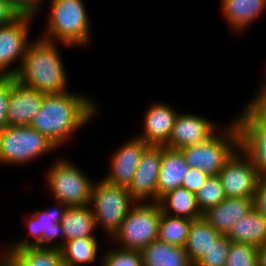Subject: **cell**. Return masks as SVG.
<instances>
[{
  "label": "cell",
  "instance_id": "4dcf8cb0",
  "mask_svg": "<svg viewBox=\"0 0 266 266\" xmlns=\"http://www.w3.org/2000/svg\"><path fill=\"white\" fill-rule=\"evenodd\" d=\"M232 241L221 235L194 266H225Z\"/></svg>",
  "mask_w": 266,
  "mask_h": 266
},
{
  "label": "cell",
  "instance_id": "9c48e42d",
  "mask_svg": "<svg viewBox=\"0 0 266 266\" xmlns=\"http://www.w3.org/2000/svg\"><path fill=\"white\" fill-rule=\"evenodd\" d=\"M226 198H254L261 174L235 152L218 173Z\"/></svg>",
  "mask_w": 266,
  "mask_h": 266
},
{
  "label": "cell",
  "instance_id": "836d02e7",
  "mask_svg": "<svg viewBox=\"0 0 266 266\" xmlns=\"http://www.w3.org/2000/svg\"><path fill=\"white\" fill-rule=\"evenodd\" d=\"M11 93V76H0V131L8 126L7 112Z\"/></svg>",
  "mask_w": 266,
  "mask_h": 266
},
{
  "label": "cell",
  "instance_id": "d4e9b609",
  "mask_svg": "<svg viewBox=\"0 0 266 266\" xmlns=\"http://www.w3.org/2000/svg\"><path fill=\"white\" fill-rule=\"evenodd\" d=\"M162 213L171 216L196 220L202 217V213L196 202V194L188 191L184 187H179L163 195L159 200ZM175 214V215H174Z\"/></svg>",
  "mask_w": 266,
  "mask_h": 266
},
{
  "label": "cell",
  "instance_id": "f546056e",
  "mask_svg": "<svg viewBox=\"0 0 266 266\" xmlns=\"http://www.w3.org/2000/svg\"><path fill=\"white\" fill-rule=\"evenodd\" d=\"M258 247L232 242L225 266H258Z\"/></svg>",
  "mask_w": 266,
  "mask_h": 266
},
{
  "label": "cell",
  "instance_id": "ab89813d",
  "mask_svg": "<svg viewBox=\"0 0 266 266\" xmlns=\"http://www.w3.org/2000/svg\"><path fill=\"white\" fill-rule=\"evenodd\" d=\"M0 266H14V264L10 261V259L4 254L2 258H0Z\"/></svg>",
  "mask_w": 266,
  "mask_h": 266
},
{
  "label": "cell",
  "instance_id": "4fadbf2b",
  "mask_svg": "<svg viewBox=\"0 0 266 266\" xmlns=\"http://www.w3.org/2000/svg\"><path fill=\"white\" fill-rule=\"evenodd\" d=\"M214 124L198 115L177 114L174 126L165 147L181 149L192 145L204 143L209 140L217 129Z\"/></svg>",
  "mask_w": 266,
  "mask_h": 266
},
{
  "label": "cell",
  "instance_id": "f35d334b",
  "mask_svg": "<svg viewBox=\"0 0 266 266\" xmlns=\"http://www.w3.org/2000/svg\"><path fill=\"white\" fill-rule=\"evenodd\" d=\"M258 266H266V245L258 249Z\"/></svg>",
  "mask_w": 266,
  "mask_h": 266
},
{
  "label": "cell",
  "instance_id": "e0dca14e",
  "mask_svg": "<svg viewBox=\"0 0 266 266\" xmlns=\"http://www.w3.org/2000/svg\"><path fill=\"white\" fill-rule=\"evenodd\" d=\"M254 207V198H226L207 209L202 217L220 234L226 235L230 228Z\"/></svg>",
  "mask_w": 266,
  "mask_h": 266
},
{
  "label": "cell",
  "instance_id": "7402d4cb",
  "mask_svg": "<svg viewBox=\"0 0 266 266\" xmlns=\"http://www.w3.org/2000/svg\"><path fill=\"white\" fill-rule=\"evenodd\" d=\"M90 208L89 205L68 207L61 221L64 232V241L57 246L54 245L50 247L60 249L65 242L77 238L94 237L92 233L96 228V223L94 214Z\"/></svg>",
  "mask_w": 266,
  "mask_h": 266
},
{
  "label": "cell",
  "instance_id": "d6a6232c",
  "mask_svg": "<svg viewBox=\"0 0 266 266\" xmlns=\"http://www.w3.org/2000/svg\"><path fill=\"white\" fill-rule=\"evenodd\" d=\"M244 111L266 132V84Z\"/></svg>",
  "mask_w": 266,
  "mask_h": 266
},
{
  "label": "cell",
  "instance_id": "44dd1931",
  "mask_svg": "<svg viewBox=\"0 0 266 266\" xmlns=\"http://www.w3.org/2000/svg\"><path fill=\"white\" fill-rule=\"evenodd\" d=\"M232 242L266 245V219L253 207L249 213L236 222L226 234Z\"/></svg>",
  "mask_w": 266,
  "mask_h": 266
},
{
  "label": "cell",
  "instance_id": "7c38bea8",
  "mask_svg": "<svg viewBox=\"0 0 266 266\" xmlns=\"http://www.w3.org/2000/svg\"><path fill=\"white\" fill-rule=\"evenodd\" d=\"M234 122L238 149L261 175H266V132L244 110Z\"/></svg>",
  "mask_w": 266,
  "mask_h": 266
},
{
  "label": "cell",
  "instance_id": "ac0fdd59",
  "mask_svg": "<svg viewBox=\"0 0 266 266\" xmlns=\"http://www.w3.org/2000/svg\"><path fill=\"white\" fill-rule=\"evenodd\" d=\"M189 165L180 149L162 146L161 169L157 181V202L166 193L182 187Z\"/></svg>",
  "mask_w": 266,
  "mask_h": 266
},
{
  "label": "cell",
  "instance_id": "6da1fadb",
  "mask_svg": "<svg viewBox=\"0 0 266 266\" xmlns=\"http://www.w3.org/2000/svg\"><path fill=\"white\" fill-rule=\"evenodd\" d=\"M92 102L74 93L45 95L30 126L58 147L96 113Z\"/></svg>",
  "mask_w": 266,
  "mask_h": 266
},
{
  "label": "cell",
  "instance_id": "f1b7e54d",
  "mask_svg": "<svg viewBox=\"0 0 266 266\" xmlns=\"http://www.w3.org/2000/svg\"><path fill=\"white\" fill-rule=\"evenodd\" d=\"M225 199L226 196L218 175L209 176L196 193V202L201 213L218 205Z\"/></svg>",
  "mask_w": 266,
  "mask_h": 266
},
{
  "label": "cell",
  "instance_id": "4316f807",
  "mask_svg": "<svg viewBox=\"0 0 266 266\" xmlns=\"http://www.w3.org/2000/svg\"><path fill=\"white\" fill-rule=\"evenodd\" d=\"M97 244L95 237H83L65 242L60 248L64 266H79L93 262L98 253Z\"/></svg>",
  "mask_w": 266,
  "mask_h": 266
},
{
  "label": "cell",
  "instance_id": "d590c367",
  "mask_svg": "<svg viewBox=\"0 0 266 266\" xmlns=\"http://www.w3.org/2000/svg\"><path fill=\"white\" fill-rule=\"evenodd\" d=\"M20 15L34 16L40 0H6ZM38 6V7H37Z\"/></svg>",
  "mask_w": 266,
  "mask_h": 266
},
{
  "label": "cell",
  "instance_id": "9a60e30c",
  "mask_svg": "<svg viewBox=\"0 0 266 266\" xmlns=\"http://www.w3.org/2000/svg\"><path fill=\"white\" fill-rule=\"evenodd\" d=\"M60 203V204H59ZM60 207L63 206V209L60 208L58 210V206L53 210H42L33 212L32 217L28 219L27 227L29 228V234L32 235L35 241L28 242L26 240L21 241L17 245L15 244L12 248H23L28 246H37V247H45V243L52 242L53 239L57 236H63L64 232L61 225V221L68 205H65L61 202H58Z\"/></svg>",
  "mask_w": 266,
  "mask_h": 266
},
{
  "label": "cell",
  "instance_id": "7a4b0ae2",
  "mask_svg": "<svg viewBox=\"0 0 266 266\" xmlns=\"http://www.w3.org/2000/svg\"><path fill=\"white\" fill-rule=\"evenodd\" d=\"M54 42L41 37L34 44L29 43L15 75L19 83L45 95L66 92L67 76Z\"/></svg>",
  "mask_w": 266,
  "mask_h": 266
},
{
  "label": "cell",
  "instance_id": "83f0119b",
  "mask_svg": "<svg viewBox=\"0 0 266 266\" xmlns=\"http://www.w3.org/2000/svg\"><path fill=\"white\" fill-rule=\"evenodd\" d=\"M192 220L161 214L158 239L172 245L185 247Z\"/></svg>",
  "mask_w": 266,
  "mask_h": 266
},
{
  "label": "cell",
  "instance_id": "d6986e66",
  "mask_svg": "<svg viewBox=\"0 0 266 266\" xmlns=\"http://www.w3.org/2000/svg\"><path fill=\"white\" fill-rule=\"evenodd\" d=\"M177 113L168 105L155 104L145 114L144 134L141 138L148 145L165 146L168 143Z\"/></svg>",
  "mask_w": 266,
  "mask_h": 266
},
{
  "label": "cell",
  "instance_id": "603a6c76",
  "mask_svg": "<svg viewBox=\"0 0 266 266\" xmlns=\"http://www.w3.org/2000/svg\"><path fill=\"white\" fill-rule=\"evenodd\" d=\"M4 254L14 266H64L62 253L55 247L9 248Z\"/></svg>",
  "mask_w": 266,
  "mask_h": 266
},
{
  "label": "cell",
  "instance_id": "cb8c5ba5",
  "mask_svg": "<svg viewBox=\"0 0 266 266\" xmlns=\"http://www.w3.org/2000/svg\"><path fill=\"white\" fill-rule=\"evenodd\" d=\"M203 217L192 220L185 250L195 265L221 236Z\"/></svg>",
  "mask_w": 266,
  "mask_h": 266
},
{
  "label": "cell",
  "instance_id": "8fae6325",
  "mask_svg": "<svg viewBox=\"0 0 266 266\" xmlns=\"http://www.w3.org/2000/svg\"><path fill=\"white\" fill-rule=\"evenodd\" d=\"M162 146L149 145L141 155L140 162L128 186L135 202H141L153 198L157 202V181L161 169ZM145 199V200H144Z\"/></svg>",
  "mask_w": 266,
  "mask_h": 266
},
{
  "label": "cell",
  "instance_id": "277c9868",
  "mask_svg": "<svg viewBox=\"0 0 266 266\" xmlns=\"http://www.w3.org/2000/svg\"><path fill=\"white\" fill-rule=\"evenodd\" d=\"M161 214L158 202H135L112 237L121 242L122 249L141 251L158 238Z\"/></svg>",
  "mask_w": 266,
  "mask_h": 266
},
{
  "label": "cell",
  "instance_id": "52a82bcc",
  "mask_svg": "<svg viewBox=\"0 0 266 266\" xmlns=\"http://www.w3.org/2000/svg\"><path fill=\"white\" fill-rule=\"evenodd\" d=\"M134 202L126 187L116 186L105 179L93 184L90 204H93L91 210L96 226L101 224L113 236L130 211V204Z\"/></svg>",
  "mask_w": 266,
  "mask_h": 266
},
{
  "label": "cell",
  "instance_id": "1f68e13d",
  "mask_svg": "<svg viewBox=\"0 0 266 266\" xmlns=\"http://www.w3.org/2000/svg\"><path fill=\"white\" fill-rule=\"evenodd\" d=\"M101 266H143L140 250L115 249L105 254Z\"/></svg>",
  "mask_w": 266,
  "mask_h": 266
},
{
  "label": "cell",
  "instance_id": "ffe728a7",
  "mask_svg": "<svg viewBox=\"0 0 266 266\" xmlns=\"http://www.w3.org/2000/svg\"><path fill=\"white\" fill-rule=\"evenodd\" d=\"M143 266H194L185 247L155 239L141 250Z\"/></svg>",
  "mask_w": 266,
  "mask_h": 266
},
{
  "label": "cell",
  "instance_id": "74e56055",
  "mask_svg": "<svg viewBox=\"0 0 266 266\" xmlns=\"http://www.w3.org/2000/svg\"><path fill=\"white\" fill-rule=\"evenodd\" d=\"M20 14L6 1L0 0V27L11 24Z\"/></svg>",
  "mask_w": 266,
  "mask_h": 266
},
{
  "label": "cell",
  "instance_id": "2e32d148",
  "mask_svg": "<svg viewBox=\"0 0 266 266\" xmlns=\"http://www.w3.org/2000/svg\"><path fill=\"white\" fill-rule=\"evenodd\" d=\"M148 146L139 137L124 144L112 156L110 174L104 179L116 186L128 188L133 180L141 155Z\"/></svg>",
  "mask_w": 266,
  "mask_h": 266
},
{
  "label": "cell",
  "instance_id": "ba28073f",
  "mask_svg": "<svg viewBox=\"0 0 266 266\" xmlns=\"http://www.w3.org/2000/svg\"><path fill=\"white\" fill-rule=\"evenodd\" d=\"M47 176L57 202L69 207L90 205L93 184L70 162L58 161Z\"/></svg>",
  "mask_w": 266,
  "mask_h": 266
},
{
  "label": "cell",
  "instance_id": "5b68a950",
  "mask_svg": "<svg viewBox=\"0 0 266 266\" xmlns=\"http://www.w3.org/2000/svg\"><path fill=\"white\" fill-rule=\"evenodd\" d=\"M225 131L214 134L204 143L181 148L189 167L199 168L209 176L218 175L225 163L239 150L235 122Z\"/></svg>",
  "mask_w": 266,
  "mask_h": 266
},
{
  "label": "cell",
  "instance_id": "5bb4252c",
  "mask_svg": "<svg viewBox=\"0 0 266 266\" xmlns=\"http://www.w3.org/2000/svg\"><path fill=\"white\" fill-rule=\"evenodd\" d=\"M44 96L45 94L22 85L15 77H11V93L7 112L8 126L30 125Z\"/></svg>",
  "mask_w": 266,
  "mask_h": 266
},
{
  "label": "cell",
  "instance_id": "30bf717a",
  "mask_svg": "<svg viewBox=\"0 0 266 266\" xmlns=\"http://www.w3.org/2000/svg\"><path fill=\"white\" fill-rule=\"evenodd\" d=\"M30 18H32L30 15H20L11 24L0 27V76L15 77L17 74L18 67L11 70L6 69L19 57L22 59L20 60V64H22L29 45L27 37Z\"/></svg>",
  "mask_w": 266,
  "mask_h": 266
},
{
  "label": "cell",
  "instance_id": "3957f363",
  "mask_svg": "<svg viewBox=\"0 0 266 266\" xmlns=\"http://www.w3.org/2000/svg\"><path fill=\"white\" fill-rule=\"evenodd\" d=\"M48 17V35L42 38L59 40L66 45H85L89 40L87 12L82 0H52ZM51 37H54L53 39Z\"/></svg>",
  "mask_w": 266,
  "mask_h": 266
},
{
  "label": "cell",
  "instance_id": "e575fe53",
  "mask_svg": "<svg viewBox=\"0 0 266 266\" xmlns=\"http://www.w3.org/2000/svg\"><path fill=\"white\" fill-rule=\"evenodd\" d=\"M208 177L209 175L204 173L201 169L189 167L186 177L183 180L182 187L196 194Z\"/></svg>",
  "mask_w": 266,
  "mask_h": 266
},
{
  "label": "cell",
  "instance_id": "484cf974",
  "mask_svg": "<svg viewBox=\"0 0 266 266\" xmlns=\"http://www.w3.org/2000/svg\"><path fill=\"white\" fill-rule=\"evenodd\" d=\"M225 17L234 29L242 30L266 7V0H222Z\"/></svg>",
  "mask_w": 266,
  "mask_h": 266
},
{
  "label": "cell",
  "instance_id": "8992f818",
  "mask_svg": "<svg viewBox=\"0 0 266 266\" xmlns=\"http://www.w3.org/2000/svg\"><path fill=\"white\" fill-rule=\"evenodd\" d=\"M54 148L52 141L30 125L7 126L0 131V163H28Z\"/></svg>",
  "mask_w": 266,
  "mask_h": 266
},
{
  "label": "cell",
  "instance_id": "8d00e7d4",
  "mask_svg": "<svg viewBox=\"0 0 266 266\" xmlns=\"http://www.w3.org/2000/svg\"><path fill=\"white\" fill-rule=\"evenodd\" d=\"M254 208L266 219V175H261L254 196Z\"/></svg>",
  "mask_w": 266,
  "mask_h": 266
}]
</instances>
